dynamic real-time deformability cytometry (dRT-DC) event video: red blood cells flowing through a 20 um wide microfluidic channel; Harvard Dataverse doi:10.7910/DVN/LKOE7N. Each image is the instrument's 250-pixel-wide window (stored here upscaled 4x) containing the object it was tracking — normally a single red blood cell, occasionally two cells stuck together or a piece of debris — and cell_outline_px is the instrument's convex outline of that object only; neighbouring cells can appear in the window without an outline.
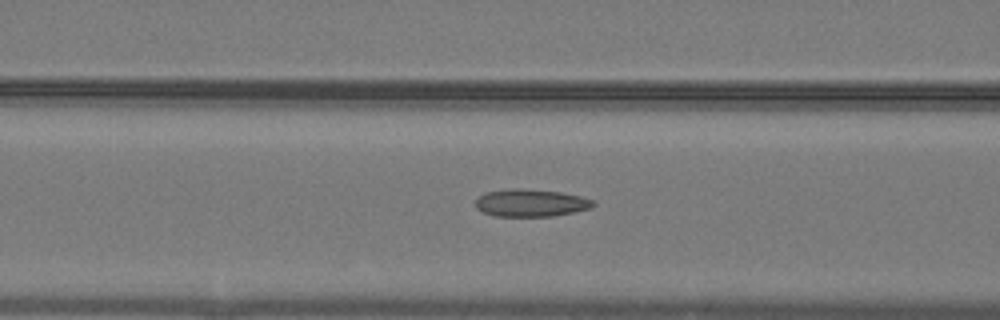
{"species": "common noctule bat (a hibernating species)", "species_latin": "Nyctalus noctula", "temperature_condition": "warm", "stored_images_in_passage": 12, "camera_frame_rate_fps": 3000, "um_per_image_px": 0.085, "animal": {"sex": "male", "body_mass_g": 19.2, "forearm_length_mm": 51.8}, "frame": {"image": 1, "passage_image": 10, "time_ms": 3.0, "image_size_px": [1000, 320], "cell_outline_px": [[596, 204], [592, 208], [552, 216], [496, 216], [484, 212], [476, 208], [476, 200], [484, 192], [508, 188], [520, 188], [560, 192], [580, 196], [596, 200]], "centroid_in_image_um": [45.14, 17.23], "position_along_channel_um": 121.5, "area_um2": 18.9}}